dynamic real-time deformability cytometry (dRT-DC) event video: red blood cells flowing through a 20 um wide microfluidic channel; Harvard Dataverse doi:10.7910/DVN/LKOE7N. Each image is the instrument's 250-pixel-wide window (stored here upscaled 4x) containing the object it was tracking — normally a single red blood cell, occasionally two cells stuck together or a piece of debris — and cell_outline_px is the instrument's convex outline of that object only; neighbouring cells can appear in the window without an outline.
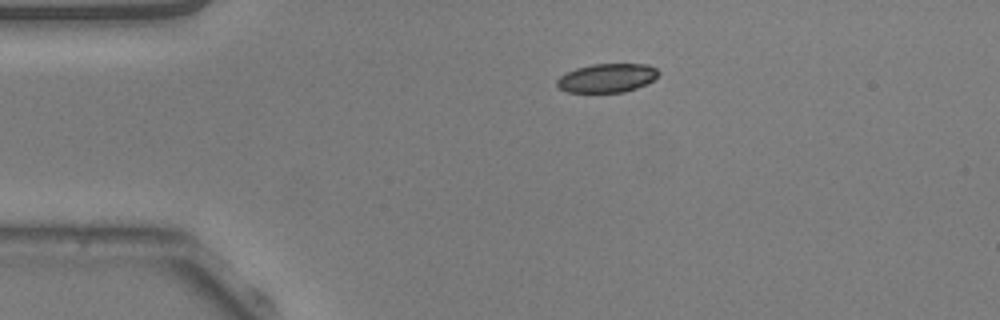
{"species": "common noctule bat (a hibernating species)", "species_latin": "Nyctalus noctula", "temperature_condition": "warm", "stored_images_in_passage": 40, "camera_frame_rate_fps": 3000, "um_per_image_px": 0.085, "animal": {"sex": "male", "body_mass_g": 20.5, "forearm_length_mm": 52.5}, "frame": {"image": 1, "passage_image": 1, "time_ms": 0.0, "image_size_px": [1000, 320], "cell_outline_px": [[660, 72], [648, 84], [624, 92], [568, 92], [560, 88], [556, 84], [556, 80], [560, 76], [576, 68], [592, 64], [648, 64], [656, 68]], "centroid_in_image_um": [51.61, 6.62], "position_along_channel_um": 33.4, "area_um2": 16.99}}
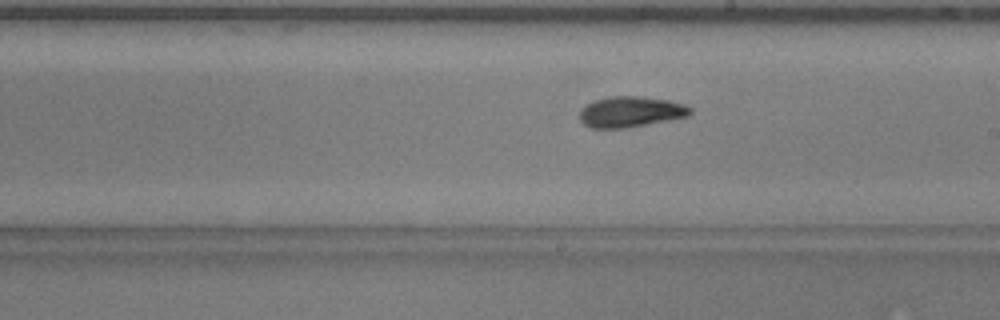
{"frame": {"image": 2, "passage_image": 20, "time_ms": 6.333, "image_size_px": [1000, 320], "cell_outline_px": [[692, 112], [688, 116], [668, 120], [624, 128], [592, 128], [584, 124], [580, 120], [580, 108], [596, 100], [612, 96], [640, 96], [668, 100], [684, 104], [692, 108]], "centroid_in_image_um": [53.61, 9.5], "position_along_channel_um": 235.4, "area_um2": 19.65}}
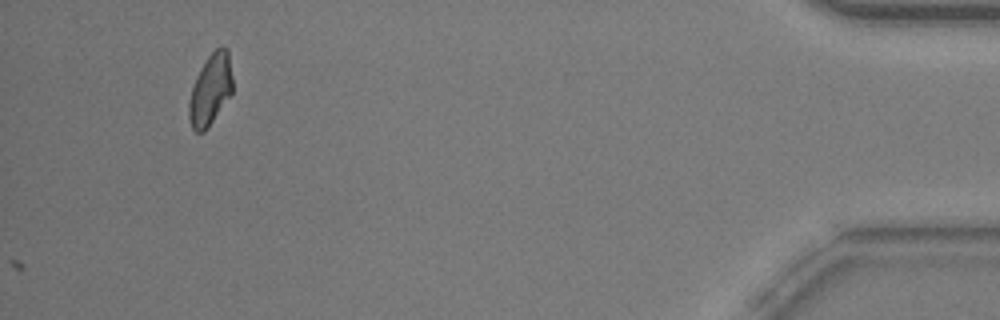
{"frame": {"image": 3, "passage_image": 40, "time_ms": 13.0, "image_size_px": [1000, 320], "cell_outline_px": [[232, 92], [204, 132], [196, 132], [192, 128], [188, 116], [188, 104], [192, 88], [196, 76], [208, 56], [216, 48], [228, 48], [232, 76]], "centroid_in_image_um": [17.87, 7.61], "position_along_channel_um": 417.3, "area_um2": 17.74}, "authors_computed_cell_mechanics": {"area_um2": 18.6983, "velocity_mm_per_s": 3.826, "shape_relaxation_time_tau1_ms": 4.4316, "shape_relaxation_time_tau2_ms": 3.1908, "deformation_change_tau1": 0.1529, "deformation_change_tau2": 0.0937}}